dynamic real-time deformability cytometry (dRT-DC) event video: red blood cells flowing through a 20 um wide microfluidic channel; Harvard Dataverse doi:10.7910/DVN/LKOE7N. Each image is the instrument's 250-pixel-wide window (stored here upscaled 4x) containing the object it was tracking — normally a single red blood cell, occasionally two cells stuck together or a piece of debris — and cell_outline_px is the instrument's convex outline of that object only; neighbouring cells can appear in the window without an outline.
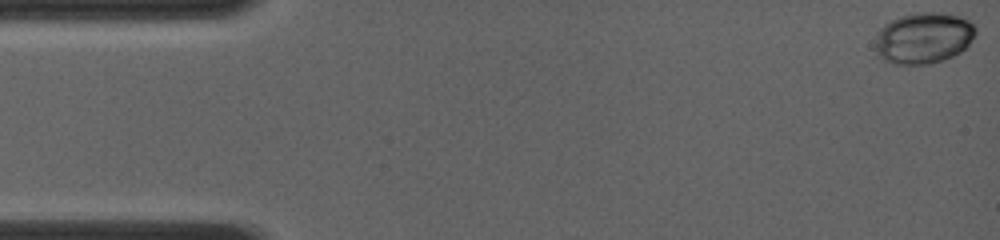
{"species": "common noctule bat (a hibernating species)", "species_latin": "Nyctalus noctula", "temperature_condition": "room temperature", "stored_images_in_passage": 5, "camera_frame_rate_fps": 4000, "um_per_image_px": 0.085, "animal": {"sex": "female", "body_mass_g": 19.0, "forearm_length_mm": 56.7}, "frame": {"image": 1, "passage_image": 1, "time_ms": 0.0, "image_size_px": [1000, 240], "cell_outline_px": [[976, 32], [968, 44], [960, 52], [944, 60], [928, 64], [896, 64], [884, 60], [876, 52], [876, 32], [884, 24], [900, 16], [916, 12], [940, 12], [960, 16], [968, 20], [976, 28]], "centroid_in_image_um": [78.49, 3.22], "position_along_channel_um": 6.5, "area_um2": 29.94}}